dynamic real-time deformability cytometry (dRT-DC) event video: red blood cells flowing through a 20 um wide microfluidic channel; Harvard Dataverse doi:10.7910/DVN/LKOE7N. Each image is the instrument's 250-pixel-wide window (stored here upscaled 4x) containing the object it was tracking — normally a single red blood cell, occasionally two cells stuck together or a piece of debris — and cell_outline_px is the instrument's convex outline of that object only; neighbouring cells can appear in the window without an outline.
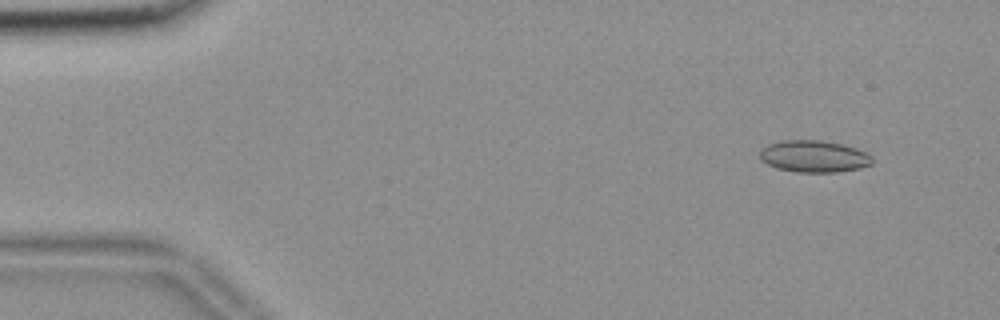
{"species": "common noctule bat (a hibernating species)", "species_latin": "Nyctalus noctula", "temperature_condition": "room temperature", "stored_images_in_passage": 56, "camera_frame_rate_fps": 3000, "um_per_image_px": 0.085, "animal": {"sex": "female", "body_mass_g": 18.4}, "frame": {"image": 1, "passage_image": 5, "time_ms": 1.333, "image_size_px": [1000, 320], "cell_outline_px": [[872, 164], [860, 168], [836, 172], [796, 172], [776, 168], [760, 160], [760, 152], [768, 144], [780, 140], [820, 140], [844, 144], [856, 148], [872, 156]], "centroid_in_image_um": [69.18, 13.29], "position_along_channel_um": 15.8, "area_um2": 20.92}}
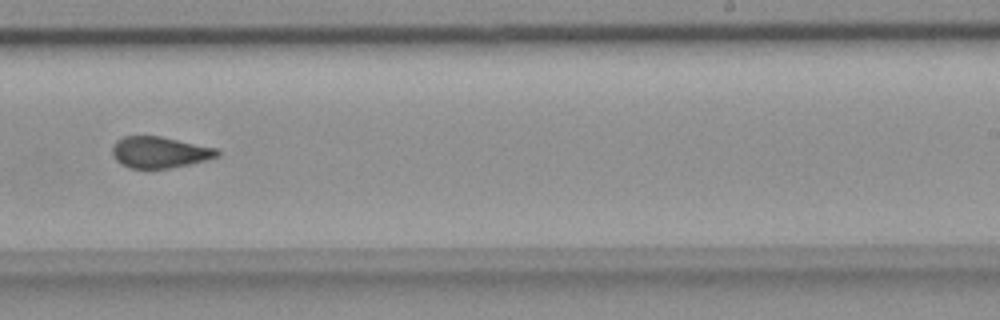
{"frame": {"image": 2, "passage_image": 35, "time_ms": 11.333, "image_size_px": [1000, 320], "cell_outline_px": [[220, 156], [188, 164], [168, 168], [128, 168], [120, 164], [112, 156], [112, 148], [116, 140], [124, 136], [160, 136], [216, 148], [220, 152]], "centroid_in_image_um": [13.53, 12.94], "position_along_channel_um": 275.5, "area_um2": 19.07}}
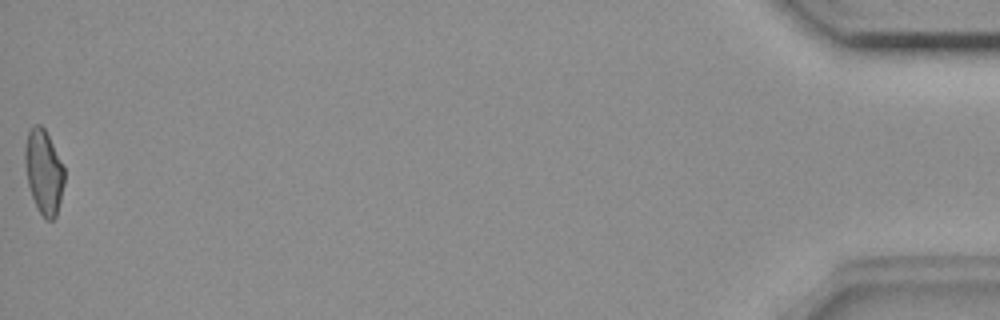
{"frame": {"image": 3, "passage_image": 56, "time_ms": 18.333, "image_size_px": [1000, 320], "cell_outline_px": [[64, 184], [56, 216], [52, 220], [48, 220], [40, 212], [32, 196], [28, 184], [24, 160], [24, 148], [28, 132], [36, 124], [40, 124], [44, 128], [64, 168]], "centroid_in_image_um": [3.71, 14.6], "position_along_channel_um": 431.5, "area_um2": 18.9}, "authors_computed_cell_mechanics": {"area_um2": 19.8254, "velocity_mm_per_s": 3.6502, "shape_relaxation_time_tau1_ms": null, "shape_relaxation_time_tau2_ms": 1.9406, "deformation_change_tau1": null, "deformation_change_tau2": 0.0679}}